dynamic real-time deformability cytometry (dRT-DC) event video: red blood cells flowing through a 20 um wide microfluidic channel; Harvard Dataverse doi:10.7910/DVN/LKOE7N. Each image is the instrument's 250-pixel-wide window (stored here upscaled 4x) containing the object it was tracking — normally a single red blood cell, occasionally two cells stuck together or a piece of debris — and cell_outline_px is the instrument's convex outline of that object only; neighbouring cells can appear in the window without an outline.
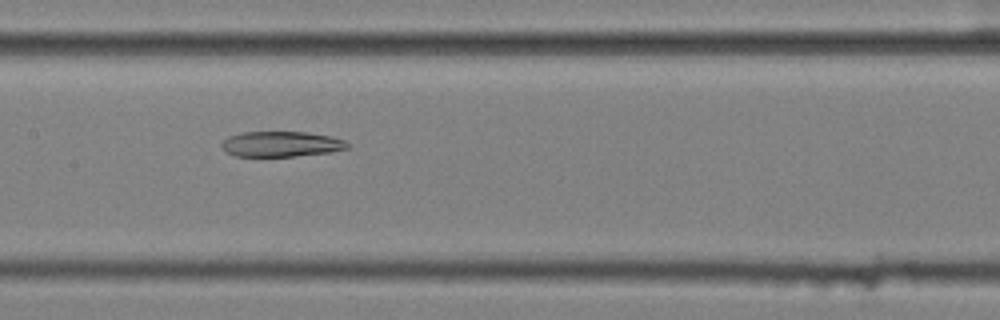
{"species": "common noctule bat (a hibernating species)", "species_latin": "Nyctalus noctula", "temperature_condition": "cold", "stored_images_in_passage": 44, "camera_frame_rate_fps": 3000, "um_per_image_px": 0.085, "animal": {"sex": "female", "body_mass_g": 25.1}, "frame": {"image": 1, "passage_image": 16, "time_ms": 5.0, "image_size_px": [1000, 320], "cell_outline_px": [[352, 144], [348, 148], [328, 152], [296, 156], [236, 156], [228, 152], [220, 144], [228, 136], [244, 132], [308, 132], [332, 136], [344, 140]], "centroid_in_image_um": [23.95, 12.24], "position_along_channel_um": 183.5, "area_um2": 18.55}}
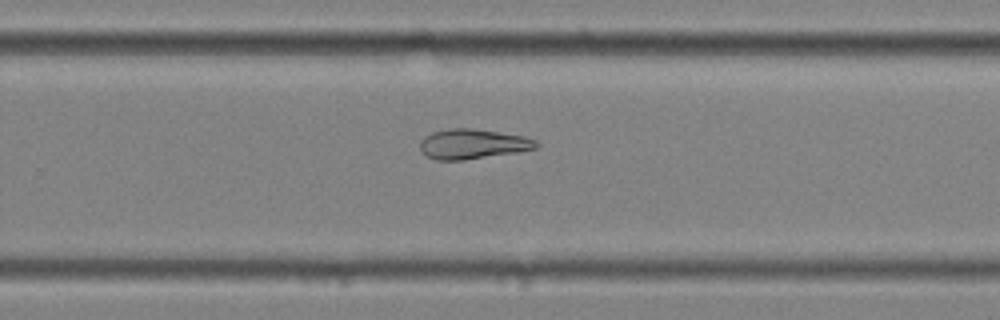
{"frame": {"image": 2, "passage_image": 25, "time_ms": 8.0, "image_size_px": [1000, 320], "cell_outline_px": [[540, 144], [536, 148], [516, 152], [464, 160], [436, 160], [428, 156], [420, 148], [420, 140], [424, 136], [432, 132], [448, 128], [468, 128], [524, 136], [536, 140]], "centroid_in_image_um": [40.16, 12.24], "position_along_channel_um": 289.6, "area_um2": 20.06}}
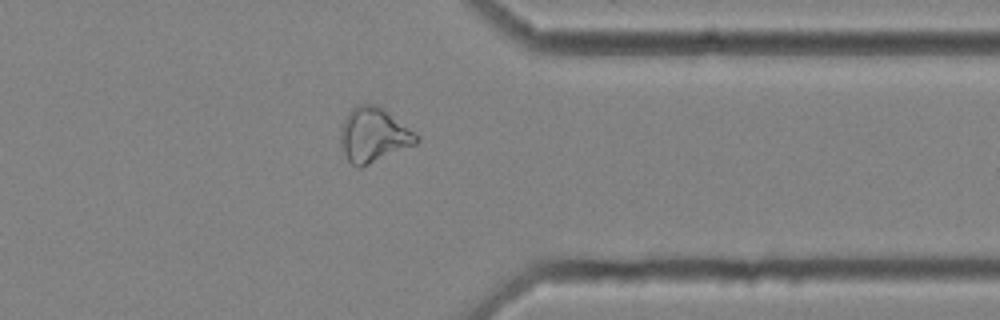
{"frame": {"image": 3, "passage_image": 33, "time_ms": 10.667, "image_size_px": [1000, 320], "cell_outline_px": [[420, 140], [416, 144], [360, 168], [352, 164], [348, 160], [340, 148], [340, 128], [348, 112], [352, 108], [360, 104], [376, 104], [384, 108], [412, 132]], "centroid_in_image_um": [31.7, 11.48], "position_along_channel_um": 379.7, "area_um2": 23.87}}